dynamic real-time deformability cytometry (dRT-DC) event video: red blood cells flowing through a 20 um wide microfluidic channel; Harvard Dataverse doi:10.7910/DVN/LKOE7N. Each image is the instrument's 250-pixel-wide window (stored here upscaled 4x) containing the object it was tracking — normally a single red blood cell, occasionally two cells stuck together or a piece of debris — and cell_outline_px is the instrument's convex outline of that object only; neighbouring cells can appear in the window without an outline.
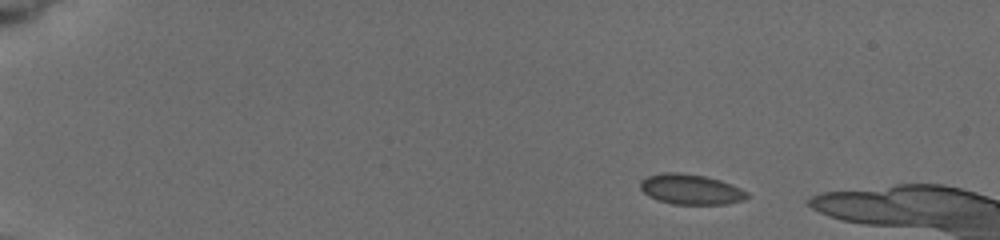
{"species": "common noctule bat (a hibernating species)", "species_latin": "Nyctalus noctula", "temperature_condition": "cold", "stored_images_in_passage": 7, "camera_frame_rate_fps": 3000, "um_per_image_px": 0.085, "animal": {"sex": "female", "body_mass_g": 19.5, "forearm_length_mm": 54.1}, "frame": {"image": 1, "passage_image": 3, "time_ms": 2.0, "image_size_px": [1000, 240], "cell_outline_px": [[752, 196], [744, 200], [728, 204], [672, 204], [648, 196], [640, 188], [640, 180], [648, 176], [664, 172], [680, 172], [704, 176], [720, 180], [732, 184], [748, 192]], "centroid_in_image_um": [58.75, 16.09], "position_along_channel_um": 26.2, "area_um2": 18.96}}